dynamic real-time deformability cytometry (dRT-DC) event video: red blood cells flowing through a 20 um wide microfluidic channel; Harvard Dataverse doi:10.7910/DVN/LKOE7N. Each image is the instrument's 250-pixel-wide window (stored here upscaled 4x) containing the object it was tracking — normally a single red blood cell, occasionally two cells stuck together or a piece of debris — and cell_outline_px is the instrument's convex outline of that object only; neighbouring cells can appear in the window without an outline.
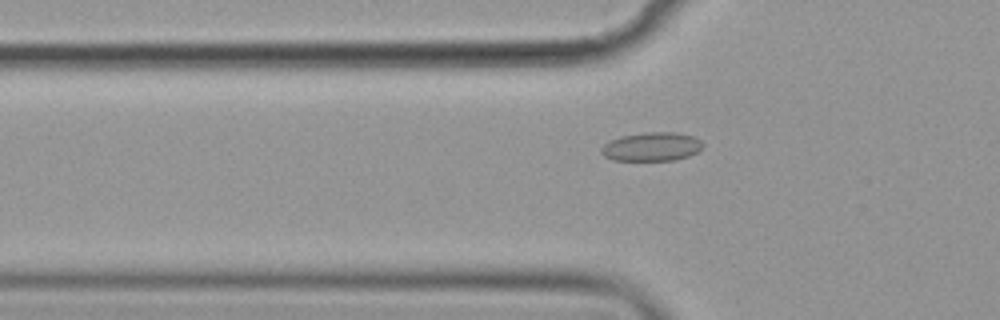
{"species": "common noctule bat (a hibernating species)", "species_latin": "Nyctalus noctula", "temperature_condition": "cold", "stored_images_in_passage": 46, "camera_frame_rate_fps": 3000, "um_per_image_px": 0.085, "animal": {"sex": "female", "body_mass_g": 19.9}, "frame": {"image": 1, "passage_image": 9, "time_ms": 2.667, "image_size_px": [1000, 320], "cell_outline_px": [[704, 144], [696, 152], [688, 156], [676, 160], [612, 160], [604, 156], [600, 152], [600, 148], [604, 144], [620, 136], [644, 132], [676, 132], [692, 136], [700, 140]], "centroid_in_image_um": [55.37, 12.46], "position_along_channel_um": 70.4, "area_um2": 16.99}}
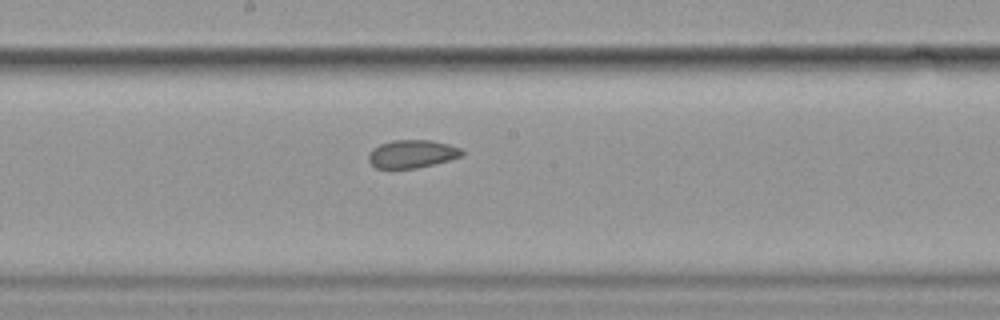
{"frame": {"image": 2, "passage_image": 21, "time_ms": 6.667, "image_size_px": [1000, 320], "cell_outline_px": [[464, 156], [416, 168], [376, 168], [368, 160], [368, 156], [372, 148], [380, 144], [392, 140], [432, 140], [448, 144], [460, 148], [464, 152]], "centroid_in_image_um": [35.02, 13.07], "position_along_channel_um": 213.2, "area_um2": 15.2}}
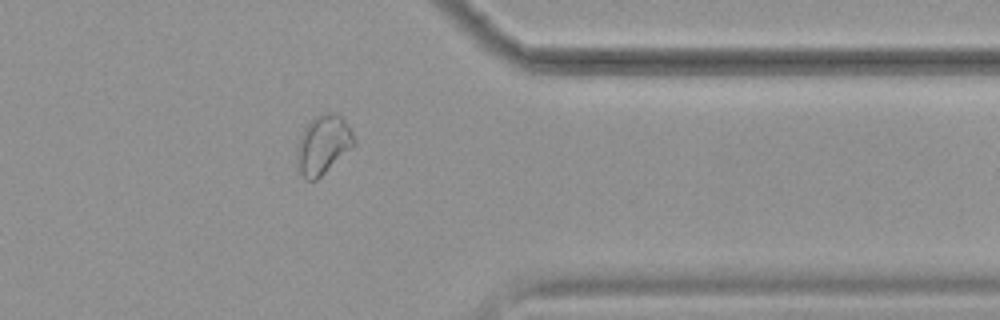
{"frame": {"image": 3, "passage_image": 36, "time_ms": 11.667, "image_size_px": [1000, 320], "cell_outline_px": [[356, 144], [352, 148], [316, 180], [308, 180], [300, 172], [296, 164], [296, 148], [300, 136], [308, 120], [316, 116], [328, 112], [336, 112], [348, 124], [356, 140]], "centroid_in_image_um": [27.46, 12.27], "position_along_channel_um": 383.9, "area_um2": 19.77}, "authors_computed_cell_mechanics": {"area_um2": 16.5019, "velocity_mm_per_s": 3.5845, "shape_relaxation_time_tau1_ms": null, "shape_relaxation_time_tau2_ms": 2.6501, "deformation_change_tau1": null, "deformation_change_tau2": 0.0584}}